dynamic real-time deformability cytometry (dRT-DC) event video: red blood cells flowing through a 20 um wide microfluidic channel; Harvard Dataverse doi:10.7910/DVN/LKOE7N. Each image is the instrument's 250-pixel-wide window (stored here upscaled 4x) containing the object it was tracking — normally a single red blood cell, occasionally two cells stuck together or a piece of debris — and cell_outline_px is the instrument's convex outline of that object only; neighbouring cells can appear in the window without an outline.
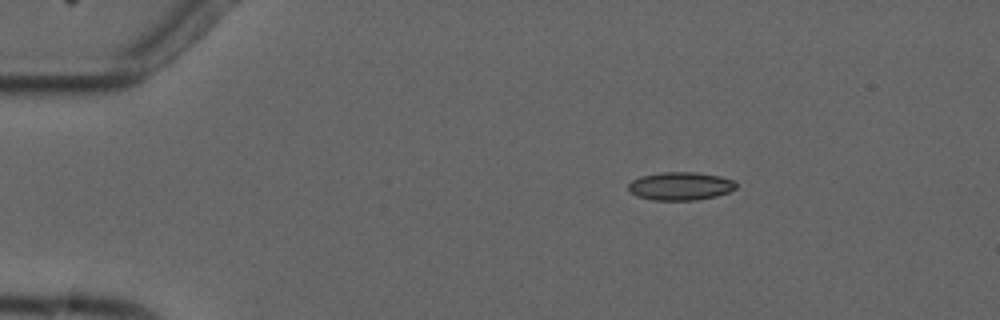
{"species": "common noctule bat (a hibernating species)", "species_latin": "Nyctalus noctula", "temperature_condition": "cold", "stored_images_in_passage": 3, "camera_frame_rate_fps": 3000, "um_per_image_px": 0.085, "animal": {"sex": "male", "forearm_length_mm": 52.5}, "frame": {"image": 1, "passage_image": 1, "time_ms": 0.0, "image_size_px": [1000, 320], "cell_outline_px": [[736, 188], [728, 192], [716, 196], [696, 200], [652, 200], [636, 196], [628, 188], [628, 184], [632, 180], [640, 176], [660, 172], [692, 172], [720, 176], [736, 180]], "centroid_in_image_um": [57.84, 15.81], "position_along_channel_um": 27.2, "area_um2": 17.74}}